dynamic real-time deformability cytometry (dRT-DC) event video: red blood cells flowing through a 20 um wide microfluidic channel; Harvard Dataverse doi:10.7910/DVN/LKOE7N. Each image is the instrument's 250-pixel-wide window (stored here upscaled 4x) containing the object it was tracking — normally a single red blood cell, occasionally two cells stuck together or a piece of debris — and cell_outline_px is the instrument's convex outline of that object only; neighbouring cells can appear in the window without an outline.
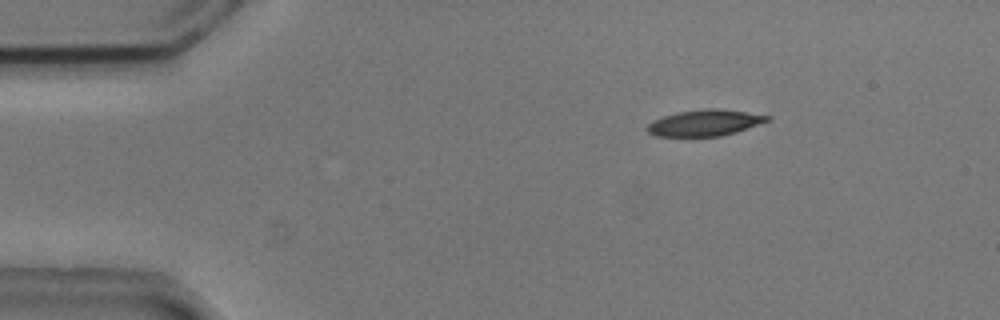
{"species": "common noctule bat (a hibernating species)", "species_latin": "Nyctalus noctula", "temperature_condition": "cold", "stored_images_in_passage": 42, "camera_frame_rate_fps": 3000, "um_per_image_px": 0.085, "animal": {"sex": "male", "body_mass_g": 20.5, "forearm_length_mm": 52.5}, "frame": {"image": 1, "passage_image": 4, "time_ms": 1.0, "image_size_px": [1000, 320], "cell_outline_px": [[772, 116], [768, 120], [736, 132], [720, 136], [656, 136], [648, 132], [644, 128], [652, 120], [676, 112], [704, 108], [716, 108]], "centroid_in_image_um": [59.84, 10.44], "position_along_channel_um": 25.2, "area_um2": 18.21}}
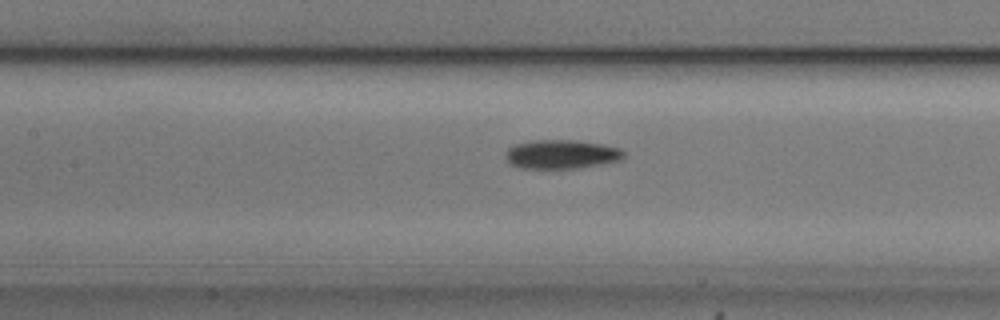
{"frame": {"image": 2, "passage_image": 20, "time_ms": 6.333, "image_size_px": [1000, 320], "cell_outline_px": [[624, 156], [620, 160], [580, 168], [520, 168], [508, 164], [504, 156], [508, 148], [516, 144], [536, 140], [576, 140], [604, 144], [620, 148], [624, 152]], "centroid_in_image_um": [47.7, 13.11], "position_along_channel_um": 159.7, "area_um2": 20.06}}
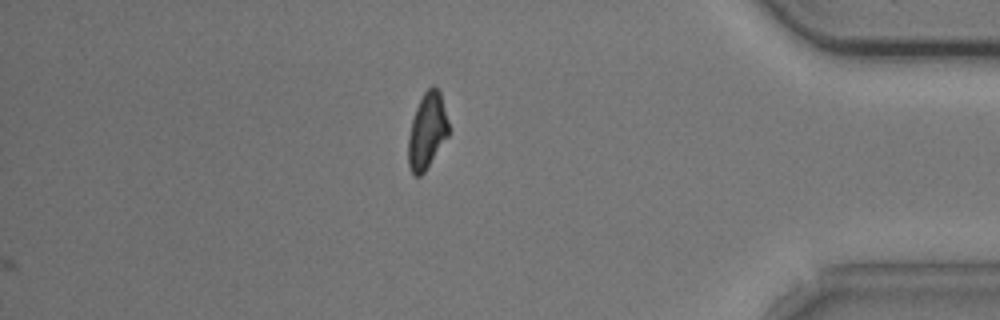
{"frame": {"image": 3, "passage_image": 42, "time_ms": 13.667, "image_size_px": [1000, 320], "cell_outline_px": [[448, 136], [424, 172], [420, 176], [416, 176], [412, 172], [408, 164], [408, 136], [412, 120], [416, 108], [424, 92], [432, 84], [440, 92], [448, 120]], "centroid_in_image_um": [36.3, 11.12], "position_along_channel_um": 398.9, "area_um2": 17.63}, "authors_computed_cell_mechanics": {"area_um2": 19.074, "velocity_mm_per_s": 3.7357, "shape_relaxation_time_tau1_ms": 2.9452, "shape_relaxation_time_tau2_ms": null, "deformation_change_tau1": 0.135, "deformation_change_tau2": null}}